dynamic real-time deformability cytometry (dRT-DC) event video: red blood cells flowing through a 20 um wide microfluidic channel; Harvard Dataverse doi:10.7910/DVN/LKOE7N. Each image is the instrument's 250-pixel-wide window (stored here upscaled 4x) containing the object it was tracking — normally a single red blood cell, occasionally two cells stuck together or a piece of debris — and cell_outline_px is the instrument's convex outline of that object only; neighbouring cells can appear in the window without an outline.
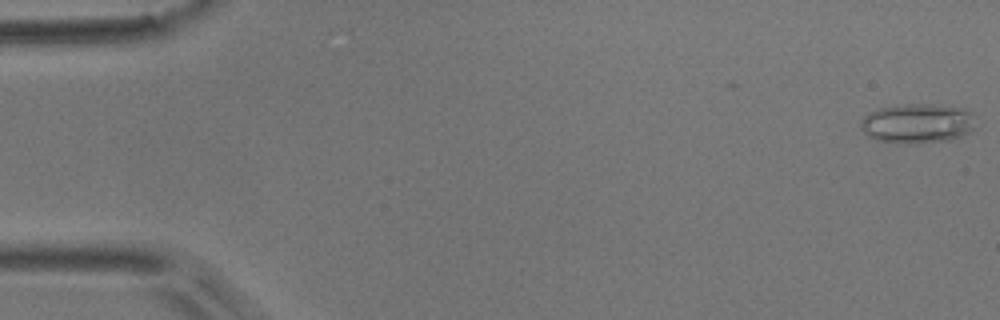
{"species": "common noctule bat (a hibernating species)", "species_latin": "Nyctalus noctula", "temperature_condition": "room temperature", "stored_images_in_passage": 5, "camera_frame_rate_fps": 3000, "um_per_image_px": 0.085, "animal": {"sex": "male", "body_mass_g": 17.9}, "frame": {"image": 1, "passage_image": 1, "time_ms": 0.0, "image_size_px": [1000, 320], "cell_outline_px": [[972, 128], [968, 132], [960, 136], [948, 140], [912, 144], [876, 140], [868, 136], [860, 128], [860, 120], [864, 116], [880, 108], [904, 104], [928, 104], [964, 108], [972, 112]], "centroid_in_image_um": [77.93, 10.49], "position_along_channel_um": 7.1, "area_um2": 26.24}}